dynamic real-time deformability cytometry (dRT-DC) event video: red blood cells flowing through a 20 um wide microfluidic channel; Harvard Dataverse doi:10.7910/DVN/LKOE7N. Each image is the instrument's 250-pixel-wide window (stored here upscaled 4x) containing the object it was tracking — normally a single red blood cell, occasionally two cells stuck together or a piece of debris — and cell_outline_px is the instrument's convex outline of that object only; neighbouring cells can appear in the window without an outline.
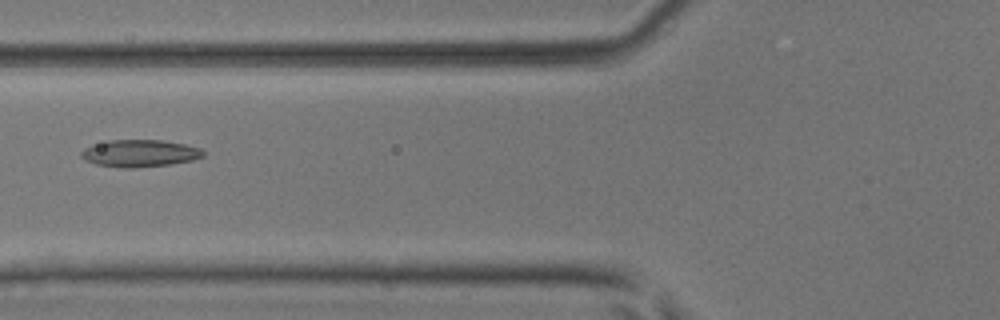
{"species": "common noctule bat (a hibernating species)", "species_latin": "Nyctalus noctula", "temperature_condition": "room temperature", "stored_images_in_passage": 51, "camera_frame_rate_fps": 3000, "um_per_image_px": 0.085, "animal": {"sex": "male", "body_mass_g": 17.9, "forearm_length_mm": 54.2}, "frame": {"image": 1, "passage_image": 20, "time_ms": 6.333, "image_size_px": [1000, 320], "cell_outline_px": [[204, 156], [192, 160], [168, 164], [132, 168], [124, 168], [96, 164], [84, 160], [80, 156], [80, 152], [84, 148], [108, 140], [160, 140], [184, 144], [200, 148], [204, 152]], "centroid_in_image_um": [11.85, 13.03], "position_along_channel_um": 114.0, "area_um2": 19.13}}
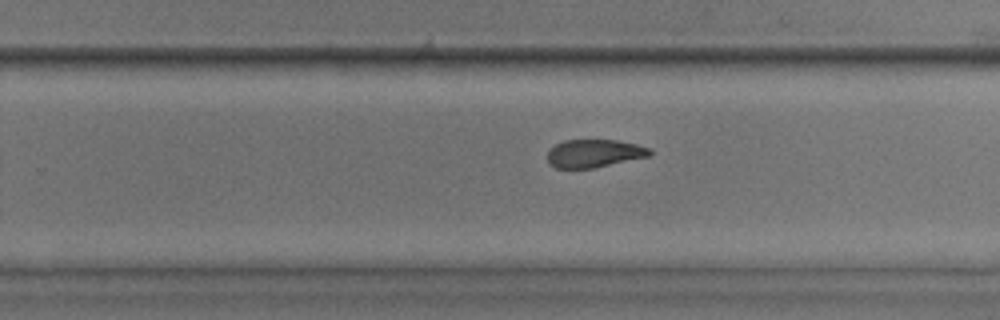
{"frame": {"image": 2, "passage_image": 32, "time_ms": 10.333, "image_size_px": [1000, 320], "cell_outline_px": [[652, 156], [592, 168], [556, 168], [548, 164], [548, 148], [564, 140], [616, 140], [636, 144], [652, 148]], "centroid_in_image_um": [50.52, 13.03], "position_along_channel_um": 279.3, "area_um2": 16.88}}
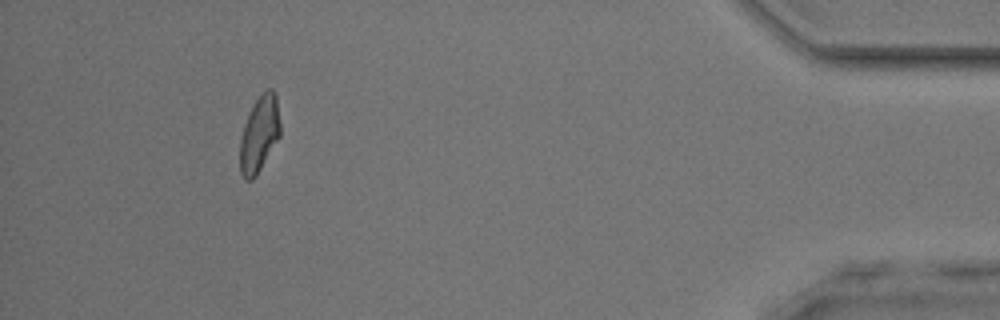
{"frame": {"image": 3, "passage_image": 46, "time_ms": 15.0, "image_size_px": [1000, 320], "cell_outline_px": [[280, 136], [256, 176], [252, 180], [244, 180], [240, 172], [240, 140], [244, 124], [256, 100], [268, 88], [272, 88], [276, 96], [280, 124]], "centroid_in_image_um": [22.04, 11.44], "position_along_channel_um": 413.2, "area_um2": 17.63}, "authors_computed_cell_mechanics": {"area_um2": 18.4382, "velocity_mm_per_s": 4.1469, "shape_relaxation_time_tau1_ms": 9.7491, "shape_relaxation_time_tau2_ms": 2.4442, "deformation_change_tau1": 0.2028, "deformation_change_tau2": 0.0944}}